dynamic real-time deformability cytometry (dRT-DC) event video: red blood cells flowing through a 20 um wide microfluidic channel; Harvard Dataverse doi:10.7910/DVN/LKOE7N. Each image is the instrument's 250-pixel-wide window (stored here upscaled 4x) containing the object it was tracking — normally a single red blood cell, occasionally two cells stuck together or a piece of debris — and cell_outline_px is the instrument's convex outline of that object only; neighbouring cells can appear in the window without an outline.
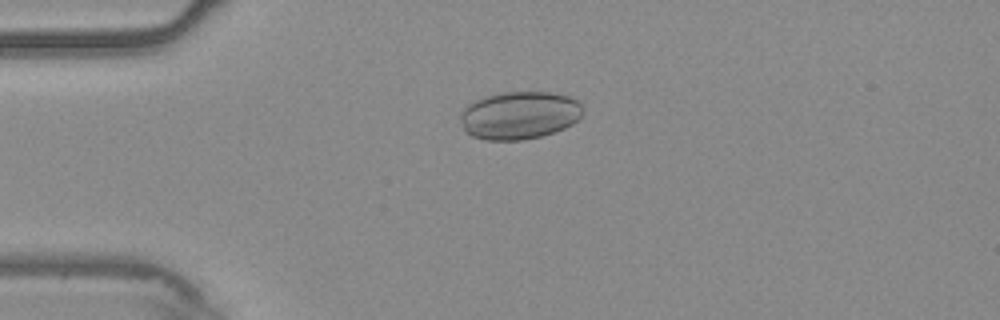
{"species": "common noctule bat (a hibernating species)", "species_latin": "Nyctalus noctula", "temperature_condition": "warm", "stored_images_in_passage": 23, "segment_of_instrument_passage": [1, 2], "camera_frame_rate_fps": 3000, "um_per_image_px": 0.085, "animal": {"sex": "male", "body_mass_g": 20.4}, "frame": {"image": 1, "passage_image": 14, "time_ms": 4.333, "image_size_px": [1000, 320], "cell_outline_px": [[584, 112], [572, 124], [564, 128], [540, 136], [524, 140], [484, 140], [472, 136], [464, 132], [460, 120], [460, 112], [468, 104], [484, 96], [500, 92], [552, 92], [572, 96], [580, 104]], "centroid_in_image_um": [44.12, 9.79], "position_along_channel_um": 40.9, "area_um2": 34.45}}